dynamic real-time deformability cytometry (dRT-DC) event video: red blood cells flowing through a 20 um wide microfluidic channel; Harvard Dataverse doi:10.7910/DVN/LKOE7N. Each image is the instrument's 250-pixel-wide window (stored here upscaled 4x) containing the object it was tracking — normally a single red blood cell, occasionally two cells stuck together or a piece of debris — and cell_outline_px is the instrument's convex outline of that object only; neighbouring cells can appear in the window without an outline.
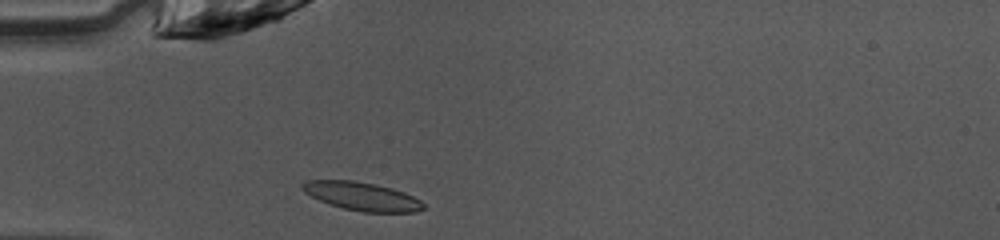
{"species": "common noctule bat (a hibernating species)", "species_latin": "Nyctalus noctula", "temperature_condition": "warm", "stored_images_in_passage": 35, "camera_frame_rate_fps": 3000, "um_per_image_px": 0.085, "animal": {"sex": "female", "body_mass_g": 10.0, "forearm_length_mm": 53.1}, "frame": {"image": 1, "passage_image": 1, "time_ms": 0.0, "image_size_px": [1000, 240], "cell_outline_px": [[424, 208], [416, 212], [364, 212], [344, 208], [328, 204], [304, 192], [300, 188], [300, 184], [308, 180], [352, 180], [376, 184], [392, 188], [404, 192], [420, 200], [424, 204]], "centroid_in_image_um": [30.75, 16.68], "position_along_channel_um": 54.3, "area_um2": 20.0}}
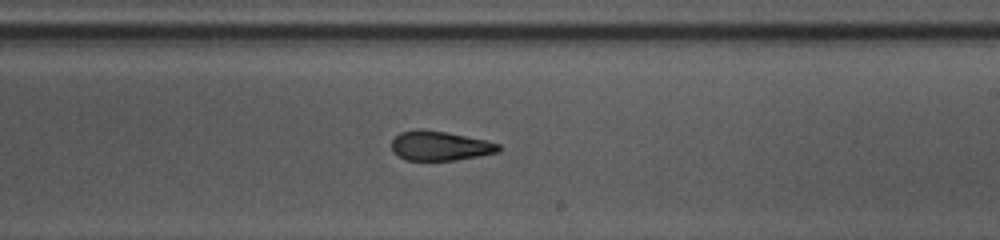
{"frame": {"image": 2, "passage_image": 16, "time_ms": 5.0, "image_size_px": [1000, 240], "cell_outline_px": [[500, 152], [480, 156], [456, 160], [404, 160], [392, 152], [392, 140], [400, 132], [416, 128], [424, 128], [448, 132], [484, 140], [500, 144]], "centroid_in_image_um": [37.37, 12.38], "position_along_channel_um": 251.6, "area_um2": 18.67}}
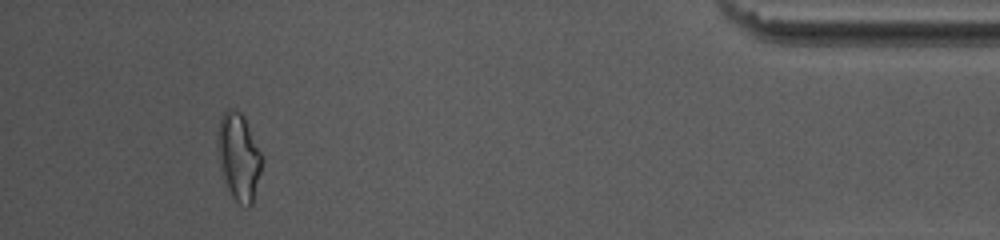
{"frame": {"image": 3, "passage_image": 32, "time_ms": 10.333, "image_size_px": [1000, 240], "cell_outline_px": [[264, 160], [252, 204], [248, 208], [240, 204], [232, 196], [228, 188], [220, 164], [216, 132], [220, 116], [228, 108], [232, 108], [240, 112], [244, 116], [264, 156]], "centroid_in_image_um": [20.32, 13.28], "position_along_channel_um": 414.9, "area_um2": 22.72}, "authors_computed_cell_mechanics": {"area_um2": 19.3052, "velocity_mm_per_s": 4.0936, "shape_relaxation_time_tau1_ms": 5.822, "shape_relaxation_time_tau2_ms": 1.5129, "deformation_change_tau1": 0.1969, "deformation_change_tau2": 0.0928}}